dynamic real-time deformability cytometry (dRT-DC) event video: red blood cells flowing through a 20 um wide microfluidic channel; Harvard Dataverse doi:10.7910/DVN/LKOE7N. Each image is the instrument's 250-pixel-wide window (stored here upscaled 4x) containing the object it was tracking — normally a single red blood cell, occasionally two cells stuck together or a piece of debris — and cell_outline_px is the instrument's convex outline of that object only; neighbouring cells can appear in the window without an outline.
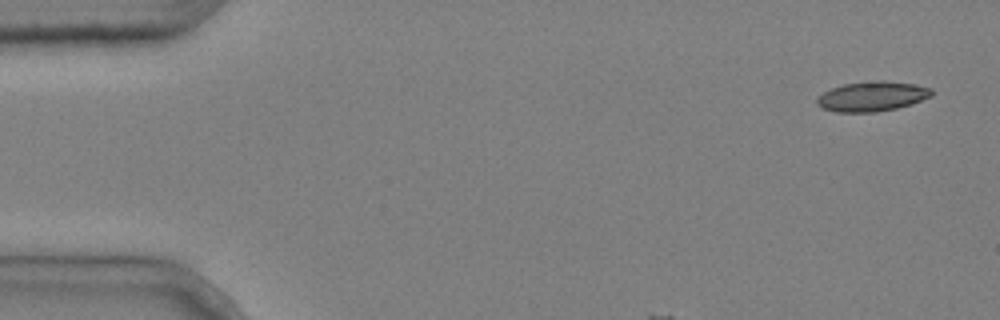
{"species": "common noctule bat (a hibernating species)", "species_latin": "Nyctalus noctula", "temperature_condition": "cold", "stored_images_in_passage": 4, "camera_frame_rate_fps": 3000, "um_per_image_px": 0.085, "animal": {"sex": "male", "body_mass_g": 20.4}, "frame": {"image": 1, "passage_image": 1, "time_ms": 0.0, "image_size_px": [1000, 320], "cell_outline_px": [[932, 96], [912, 104], [896, 108], [876, 112], [836, 112], [820, 108], [816, 104], [816, 100], [824, 92], [832, 88], [844, 84], [876, 80], [884, 80], [916, 84], [932, 88]], "centroid_in_image_um": [74.14, 8.19], "position_along_channel_um": 10.9, "area_um2": 20.06}}
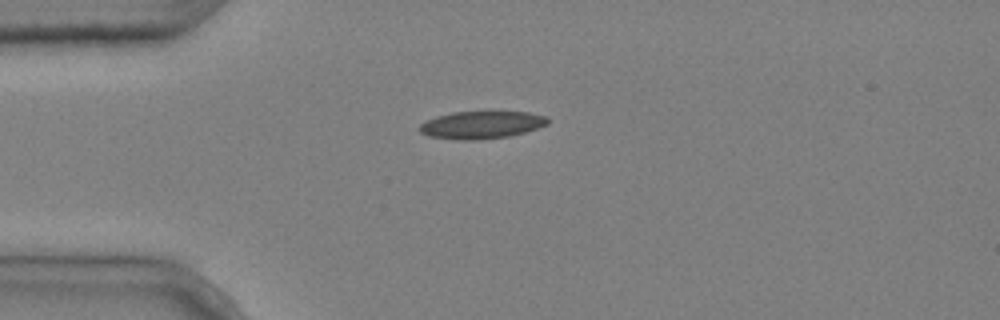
{"frame": {"image": 2, "passage_image": 4, "time_ms": 1.0, "image_size_px": [1000, 320], "cell_outline_px": [[548, 124], [524, 132], [508, 136], [476, 140], [460, 140], [428, 136], [420, 132], [416, 128], [420, 124], [436, 116], [452, 112], [528, 112], [548, 116]], "centroid_in_image_um": [40.89, 10.61], "position_along_channel_um": 44.1, "area_um2": 20.52}}